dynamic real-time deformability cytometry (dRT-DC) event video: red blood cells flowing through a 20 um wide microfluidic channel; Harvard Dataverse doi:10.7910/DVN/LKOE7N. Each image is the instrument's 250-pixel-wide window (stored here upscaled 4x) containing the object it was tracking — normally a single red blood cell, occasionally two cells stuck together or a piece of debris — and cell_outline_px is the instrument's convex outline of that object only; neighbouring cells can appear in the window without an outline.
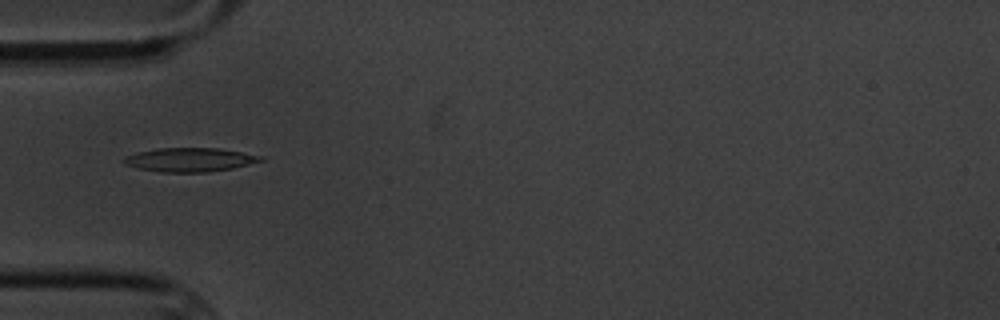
{"species": "common noctule bat (a hibernating species)", "species_latin": "Nyctalus noctula", "temperature_condition": "cold", "stored_images_in_passage": 6, "camera_frame_rate_fps": 3000, "um_per_image_px": 0.085, "animal": {"sex": "male", "body_mass_g": 20.1, "forearm_length_mm": 53.5}, "frame": {"image": 1, "passage_image": 5, "time_ms": 4.667, "image_size_px": [1000, 320], "cell_outline_px": [[264, 160], [232, 168], [208, 172], [160, 172], [136, 168], [124, 164], [120, 160], [124, 156], [136, 152], [156, 148], [220, 148], [264, 156]], "centroid_in_image_um": [16.07, 13.57], "position_along_channel_um": 68.9, "area_um2": 19.25}}
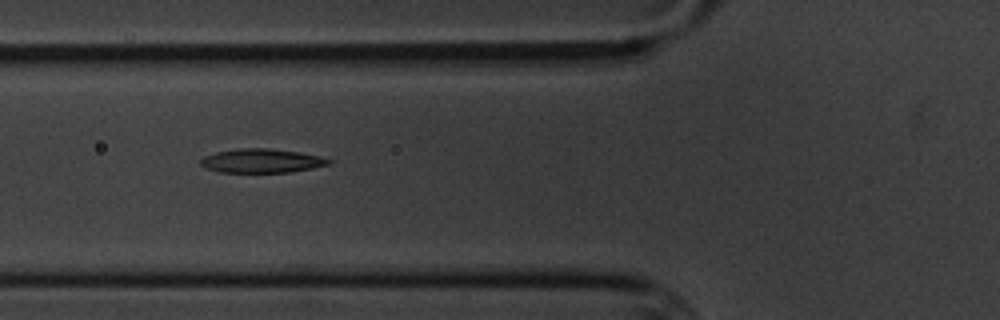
{"frame": {"image": 2, "passage_image": 6, "time_ms": 5.667, "image_size_px": [1000, 320], "cell_outline_px": [[332, 164], [312, 168], [288, 172], [220, 172], [208, 168], [200, 164], [200, 160], [204, 156], [216, 152], [236, 148], [268, 148], [300, 152], [320, 156], [332, 160]], "centroid_in_image_um": [22.26, 13.66], "position_along_channel_um": 103.5, "area_um2": 17.86}}